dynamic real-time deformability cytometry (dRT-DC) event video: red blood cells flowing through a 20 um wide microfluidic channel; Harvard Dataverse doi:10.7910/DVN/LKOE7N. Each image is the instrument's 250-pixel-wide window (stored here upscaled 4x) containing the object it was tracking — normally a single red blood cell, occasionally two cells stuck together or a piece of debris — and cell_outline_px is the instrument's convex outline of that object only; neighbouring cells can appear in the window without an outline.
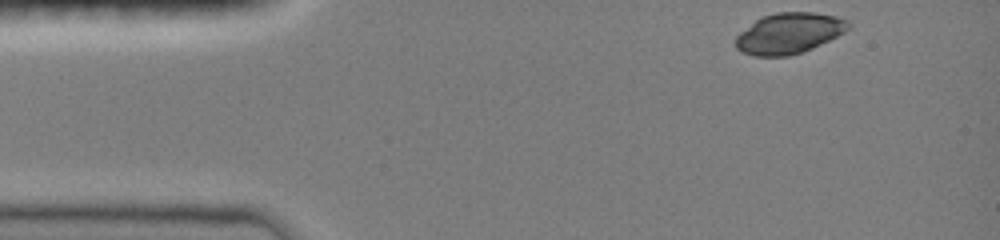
{"species": "common noctule bat (a hibernating species)", "species_latin": "Nyctalus noctula", "temperature_condition": "room temperature", "stored_images_in_passage": 52, "camera_frame_rate_fps": 3000, "um_per_image_px": 0.085, "animal": {"sex": "female", "body_mass_g": 19.0, "forearm_length_mm": 51.5}, "frame": {"image": 1, "passage_image": 1, "time_ms": 0.0, "image_size_px": [1000, 240], "cell_outline_px": [[848, 28], [844, 32], [812, 48], [788, 56], [756, 56], [740, 52], [736, 48], [736, 36], [740, 32], [756, 20], [764, 16], [776, 12], [816, 12], [836, 16], [848, 20]], "centroid_in_image_um": [67.04, 2.82], "position_along_channel_um": 18.0, "area_um2": 26.47}}
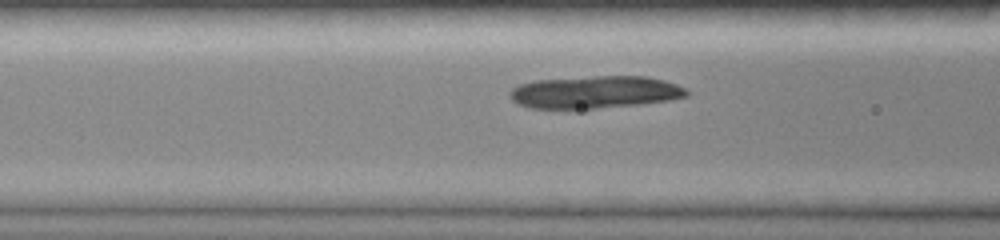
{"frame": {"image": 2, "passage_image": 24, "time_ms": 4.333, "image_size_px": [1000, 240], "cell_outline_px": [[688, 96], [668, 100], [640, 104], [596, 108], [528, 108], [516, 104], [508, 96], [508, 92], [512, 88], [520, 84], [536, 80], [592, 76], [648, 76], [664, 80], [676, 84], [684, 88], [688, 92]], "centroid_in_image_um": [50.53, 7.83], "position_along_channel_um": 116.1, "area_um2": 33.47}}
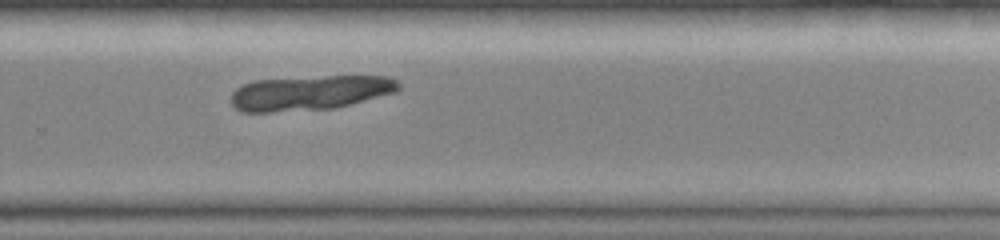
{"frame": {"image": 3, "passage_image": 42, "time_ms": 9.0, "image_size_px": [1000, 240], "cell_outline_px": [[400, 88], [396, 92], [336, 108], [268, 112], [240, 112], [232, 104], [232, 92], [236, 88], [244, 84], [256, 80], [328, 76], [388, 76], [396, 80], [400, 84]], "centroid_in_image_um": [26.36, 7.89], "position_along_channel_um": 303.4, "area_um2": 33.81}}